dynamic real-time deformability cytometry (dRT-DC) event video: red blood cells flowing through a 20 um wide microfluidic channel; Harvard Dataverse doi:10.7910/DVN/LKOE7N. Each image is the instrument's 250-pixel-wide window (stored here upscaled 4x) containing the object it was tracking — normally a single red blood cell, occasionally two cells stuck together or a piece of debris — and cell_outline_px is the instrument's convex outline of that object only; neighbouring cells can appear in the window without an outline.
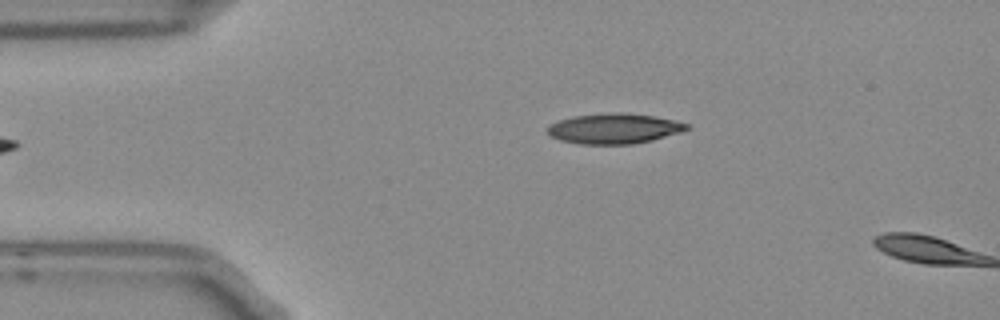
{"species": "Egyptian fruit bat (a non-hibernating species)", "species_latin": "Rousettus aegyptiacus", "temperature_condition": "room temperature", "stored_images_in_passage": 2, "camera_frame_rate_fps": 3000, "um_per_image_px": 0.085, "frame": {"image": 1, "passage_image": 2, "time_ms": 0.333, "image_size_px": [1000, 320], "cell_outline_px": [[692, 128], [680, 132], [652, 140], [632, 144], [580, 144], [560, 140], [548, 136], [548, 124], [560, 120], [576, 116], [608, 112], [620, 112], [652, 116], [672, 120], [688, 124]], "centroid_in_image_um": [52.17, 10.93], "position_along_channel_um": 32.8, "area_um2": 24.45}}